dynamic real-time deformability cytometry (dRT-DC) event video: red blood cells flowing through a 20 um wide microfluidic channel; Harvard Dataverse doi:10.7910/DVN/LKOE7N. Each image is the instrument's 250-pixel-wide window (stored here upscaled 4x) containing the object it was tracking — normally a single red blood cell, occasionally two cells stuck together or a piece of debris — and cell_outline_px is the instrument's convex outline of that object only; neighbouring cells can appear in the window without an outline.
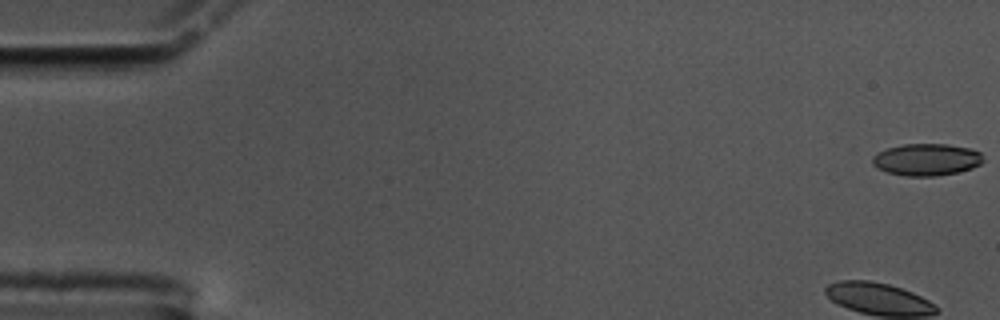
{"species": "common noctule bat (a hibernating species)", "species_latin": "Nyctalus noctula", "temperature_condition": "cold", "stored_images_in_passage": 16, "camera_frame_rate_fps": 3000, "um_per_image_px": 0.085, "animal": {"sex": "male", "body_mass_g": 17.5, "forearm_length_mm": 52.3}, "frame": {"image": 1, "passage_image": 1, "time_ms": 0.0, "image_size_px": [1000, 320], "cell_outline_px": [[984, 160], [980, 164], [972, 168], [956, 172], [936, 176], [908, 176], [888, 172], [876, 168], [872, 164], [872, 156], [888, 148], [904, 144], [948, 144], [972, 148], [980, 152]], "centroid_in_image_um": [78.77, 13.56], "position_along_channel_um": 6.2, "area_um2": 20.63}}